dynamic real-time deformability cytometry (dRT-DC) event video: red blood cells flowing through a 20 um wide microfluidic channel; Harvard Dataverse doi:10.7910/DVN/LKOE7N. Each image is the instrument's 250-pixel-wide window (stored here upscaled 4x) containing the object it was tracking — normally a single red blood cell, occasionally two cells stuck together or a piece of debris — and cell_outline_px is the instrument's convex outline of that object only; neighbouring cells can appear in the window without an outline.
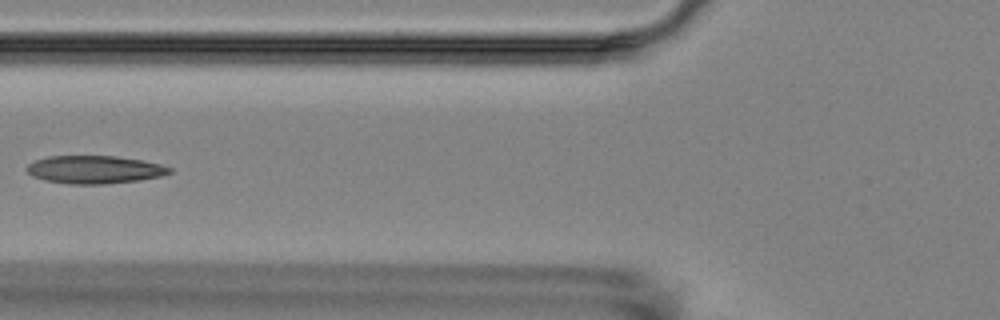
{"species": "Egyptian fruit bat (a non-hibernating species)", "species_latin": "Rousettus aegyptiacus", "temperature_condition": "room temperature", "stored_images_in_passage": 7, "camera_frame_rate_fps": 3000, "um_per_image_px": 0.085, "animal": {"sex": "female"}, "frame": {"image": 1, "passage_image": 6, "time_ms": 6.667, "image_size_px": [1000, 320], "cell_outline_px": [[172, 172], [160, 176], [140, 180], [104, 184], [68, 184], [44, 180], [32, 176], [24, 168], [28, 164], [36, 160], [48, 156], [116, 156], [140, 160], [160, 164], [172, 168]], "centroid_in_image_um": [8.01, 14.42], "position_along_channel_um": 117.8, "area_um2": 23.24}}
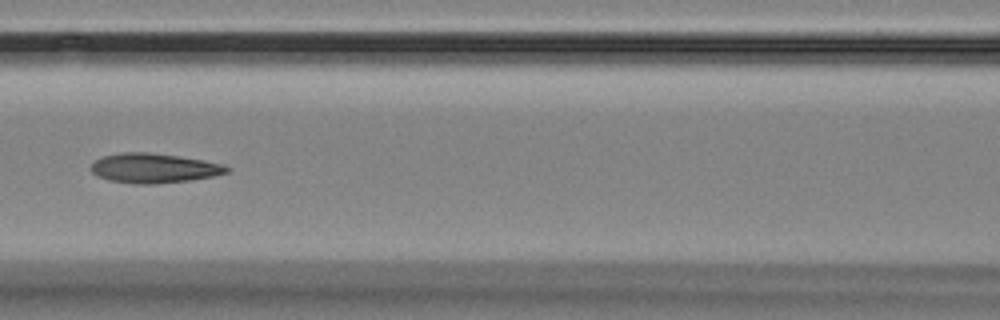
{"frame": {"image": 2, "passage_image": 7, "time_ms": 7.667, "image_size_px": [1000, 320], "cell_outline_px": [[232, 168], [228, 172], [212, 176], [192, 180], [156, 184], [136, 184], [108, 180], [96, 176], [92, 172], [92, 164], [96, 160], [104, 156], [120, 152], [148, 152], [204, 160], [224, 164]], "centroid_in_image_um": [13.1, 14.3], "position_along_channel_um": 153.5, "area_um2": 23.47}}